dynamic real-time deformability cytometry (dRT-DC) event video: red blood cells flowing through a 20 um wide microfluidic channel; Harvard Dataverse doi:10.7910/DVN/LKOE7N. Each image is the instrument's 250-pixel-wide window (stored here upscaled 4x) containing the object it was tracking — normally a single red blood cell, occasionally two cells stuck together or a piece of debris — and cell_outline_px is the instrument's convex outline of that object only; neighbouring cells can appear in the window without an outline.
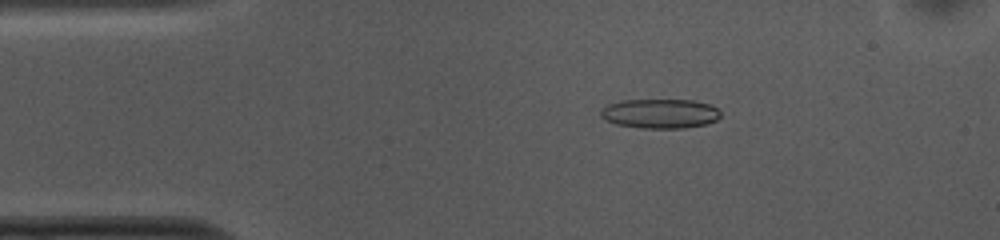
{"species": "common noctule bat (a hibernating species)", "species_latin": "Nyctalus noctula", "temperature_condition": "cold", "stored_images_in_passage": 52, "camera_frame_rate_fps": 3000, "um_per_image_px": 0.085, "animal": {"sex": "female", "body_mass_g": 10.0, "forearm_length_mm": 53.1}, "frame": {"image": 1, "passage_image": 9, "time_ms": 2.667, "image_size_px": [1000, 240], "cell_outline_px": [[720, 116], [716, 120], [708, 124], [684, 128], [644, 128], [616, 124], [604, 120], [600, 116], [600, 108], [608, 104], [624, 100], [692, 100], [712, 104], [720, 112]], "centroid_in_image_um": [56.1, 9.65], "position_along_channel_um": 28.9, "area_um2": 20.75}}
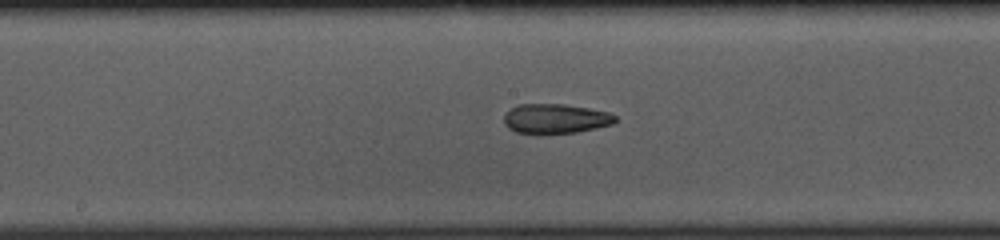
{"frame": {"image": 2, "passage_image": 26, "time_ms": 8.333, "image_size_px": [1000, 240], "cell_outline_px": [[616, 120], [612, 124], [596, 128], [576, 132], [540, 136], [516, 132], [508, 128], [504, 124], [504, 116], [512, 108], [520, 104], [564, 104], [588, 108], [608, 112], [616, 116]], "centroid_in_image_um": [47.19, 10.12], "position_along_channel_um": 201.0, "area_um2": 19.59}}
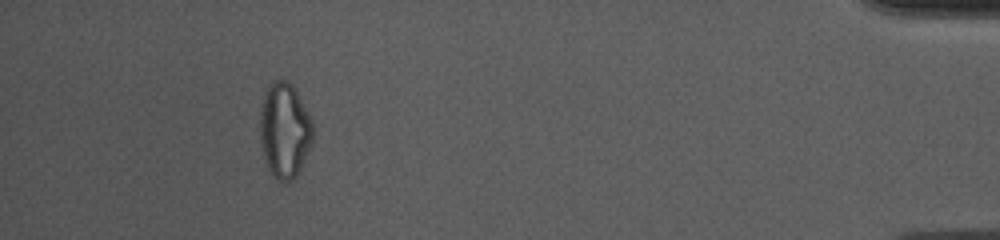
{"frame": {"image": 3, "passage_image": 48, "time_ms": 15.667, "image_size_px": [1000, 240], "cell_outline_px": [[312, 144], [296, 176], [292, 180], [284, 184], [268, 168], [264, 156], [260, 140], [260, 112], [264, 96], [268, 88], [276, 80], [288, 80], [296, 88], [312, 120]], "centroid_in_image_um": [24.2, 11.07], "position_along_channel_um": 411.0, "area_um2": 29.13}, "authors_computed_cell_mechanics": {"area_um2": 20.3745, "velocity_mm_per_s": 3.7586, "shape_relaxation_time_tau1_ms": null, "shape_relaxation_time_tau2_ms": 4.0088, "deformation_change_tau1": null, "deformation_change_tau2": 0.1239}}